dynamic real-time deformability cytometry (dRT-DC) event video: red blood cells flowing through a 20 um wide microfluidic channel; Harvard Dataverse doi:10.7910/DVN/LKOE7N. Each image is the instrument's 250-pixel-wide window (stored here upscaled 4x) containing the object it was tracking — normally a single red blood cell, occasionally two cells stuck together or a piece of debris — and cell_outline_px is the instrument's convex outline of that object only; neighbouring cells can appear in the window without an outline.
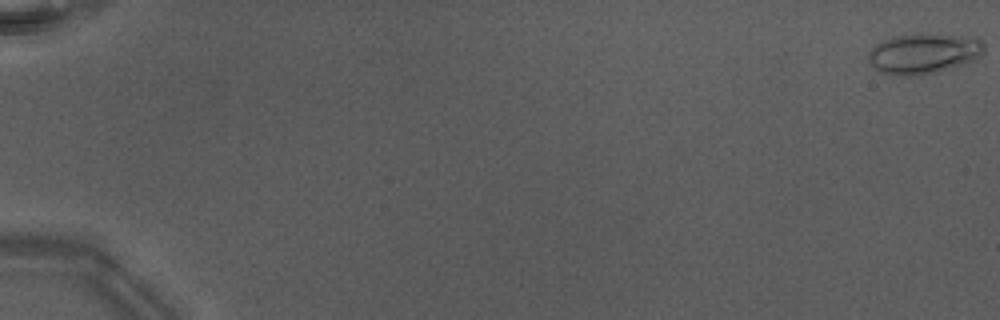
{"species": "Egyptian fruit bat (a non-hibernating species)", "species_latin": "Rousettus aegyptiacus", "temperature_condition": "warm", "stored_images_in_passage": 52, "camera_frame_rate_fps": 3000, "um_per_image_px": 0.085, "animal": {"sex": "male"}, "frame": {"image": 1, "passage_image": 1, "time_ms": 0.0, "image_size_px": [1000, 320], "cell_outline_px": [[984, 52], [972, 60], [964, 64], [936, 72], [920, 76], [892, 76], [880, 72], [868, 60], [868, 52], [876, 44], [884, 40], [896, 36], [920, 32], [960, 36], [980, 40], [984, 44]], "centroid_in_image_um": [78.46, 4.56], "position_along_channel_um": 6.5, "area_um2": 27.34}}
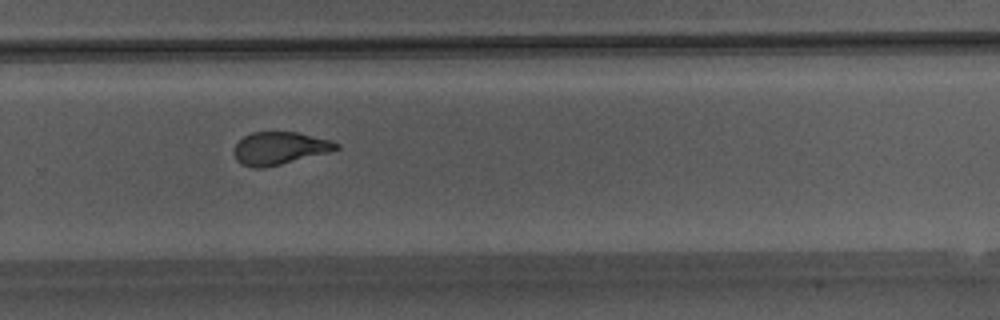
{"frame": {"image": 2, "passage_image": 37, "time_ms": 12.0, "image_size_px": [1000, 320], "cell_outline_px": [[340, 148], [328, 152], [264, 168], [256, 168], [240, 164], [236, 160], [232, 152], [236, 144], [244, 136], [252, 132], [296, 132], [328, 140], [340, 144]], "centroid_in_image_um": [23.71, 12.6], "position_along_channel_um": 306.1, "area_um2": 19.25}}
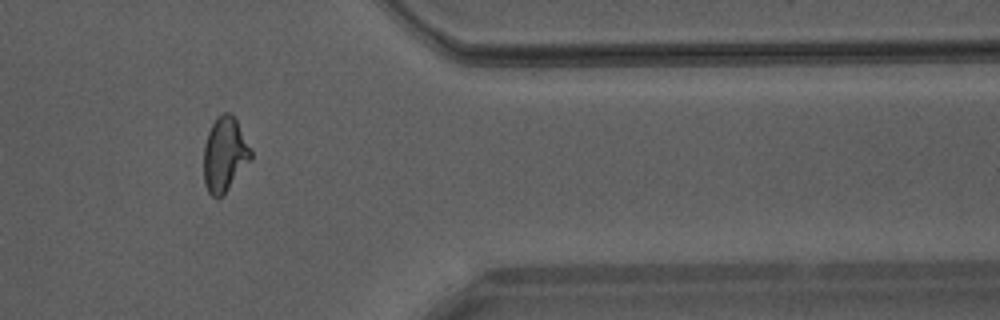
{"frame": {"image": 3, "passage_image": 44, "time_ms": 14.333, "image_size_px": [1000, 320], "cell_outline_px": [[252, 156], [228, 188], [216, 200], [208, 192], [204, 184], [204, 144], [208, 132], [212, 124], [224, 112], [232, 112], [252, 148]], "centroid_in_image_um": [19.09, 13.1], "position_along_channel_um": 392.3, "area_um2": 20.23}, "authors_computed_cell_mechanics": {"area_um2": 20.7213, "velocity_mm_per_s": 4.2447, "shape_relaxation_time_tau1_ms": 6.7384, "shape_relaxation_time_tau2_ms": 1.0963, "deformation_change_tau1": 0.2159, "deformation_change_tau2": 0.0775}}